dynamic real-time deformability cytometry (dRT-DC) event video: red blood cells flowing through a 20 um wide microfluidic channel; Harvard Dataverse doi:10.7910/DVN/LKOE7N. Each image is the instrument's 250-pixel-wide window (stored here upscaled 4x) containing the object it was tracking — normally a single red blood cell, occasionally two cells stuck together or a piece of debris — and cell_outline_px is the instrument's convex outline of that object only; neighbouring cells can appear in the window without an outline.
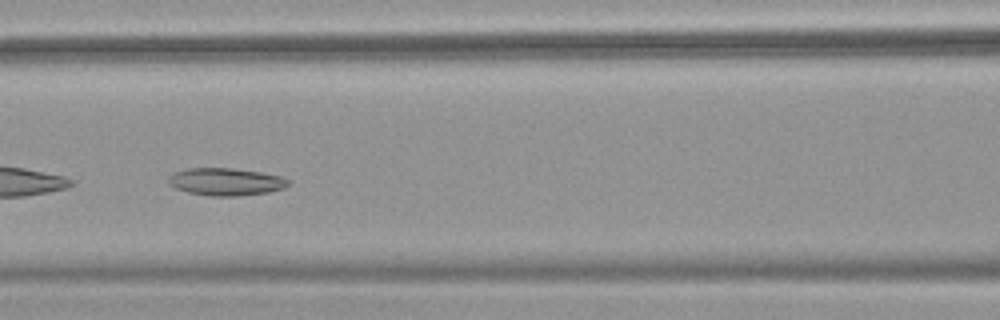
{"species": "common noctule bat (a hibernating species)", "species_latin": "Nyctalus noctula", "temperature_condition": "warm", "stored_images_in_passage": 40, "camera_frame_rate_fps": 3000, "um_per_image_px": 0.085, "animal": {"sex": "female", "body_mass_g": 18.4}, "frame": {"image": 1, "passage_image": 12, "time_ms": 3.667, "image_size_px": [1000, 320], "cell_outline_px": [[292, 180], [284, 188], [268, 192], [236, 196], [208, 196], [188, 192], [176, 188], [168, 184], [168, 176], [176, 172], [188, 168], [232, 168], [260, 172], [284, 176]], "centroid_in_image_um": [19.22, 15.44], "position_along_channel_um": 147.4, "area_um2": 19.31}, "authors_computed_cell_mechanics": {"area_um2": 19.8254, "velocity_mm_per_s": 3.8655, "shape_relaxation_time_tau1_ms": null, "shape_relaxation_time_tau2_ms": 7.9264, "deformation_change_tau1": null, "deformation_change_tau2": 0.1608}}